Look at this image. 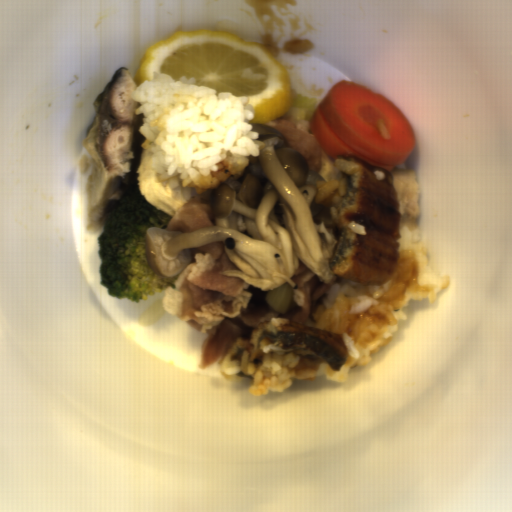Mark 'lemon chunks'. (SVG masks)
<instances>
[{"label": "lemon chunks", "mask_w": 512, "mask_h": 512, "mask_svg": "<svg viewBox=\"0 0 512 512\" xmlns=\"http://www.w3.org/2000/svg\"><path fill=\"white\" fill-rule=\"evenodd\" d=\"M153 71L195 78V84L249 96L254 117L249 123L284 118L292 109L288 68L263 44L213 28L180 29L142 53L131 75L137 87L153 81Z\"/></svg>", "instance_id": "obj_1"}]
</instances>
